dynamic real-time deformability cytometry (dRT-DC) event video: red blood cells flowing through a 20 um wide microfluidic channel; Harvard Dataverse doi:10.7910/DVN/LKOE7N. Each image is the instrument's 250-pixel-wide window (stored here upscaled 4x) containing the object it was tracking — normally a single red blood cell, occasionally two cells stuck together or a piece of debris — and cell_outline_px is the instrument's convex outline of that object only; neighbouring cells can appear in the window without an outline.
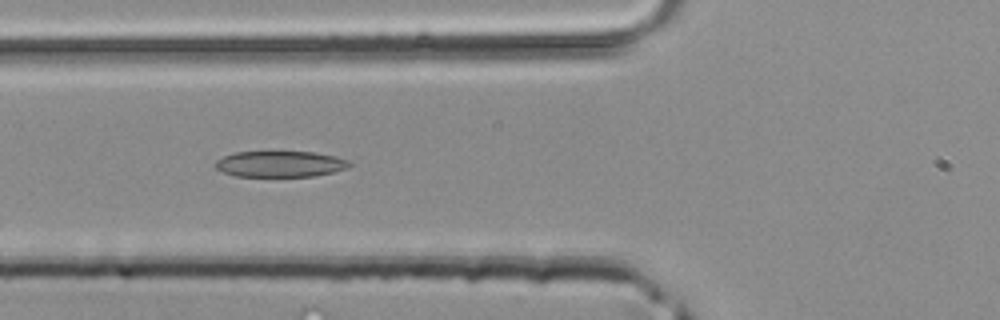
{"species": "common noctule bat (a hibernating species)", "species_latin": "Nyctalus noctula", "temperature_condition": "room temperature", "stored_images_in_passage": 32, "segment_of_instrument_passage": [1, 2], "camera_frame_rate_fps": 3000, "um_per_image_px": 0.085, "animal": {"sex": "male", "body_mass_g": 20.4}, "frame": {"image": 1, "passage_image": 4, "time_ms": 1.0, "image_size_px": [1000, 320], "cell_outline_px": [[352, 164], [348, 168], [316, 176], [236, 176], [224, 172], [216, 168], [216, 160], [224, 156], [236, 152], [312, 152], [332, 156], [348, 160]], "centroid_in_image_um": [23.82, 13.94], "position_along_channel_um": 102.0, "area_um2": 20.06}}
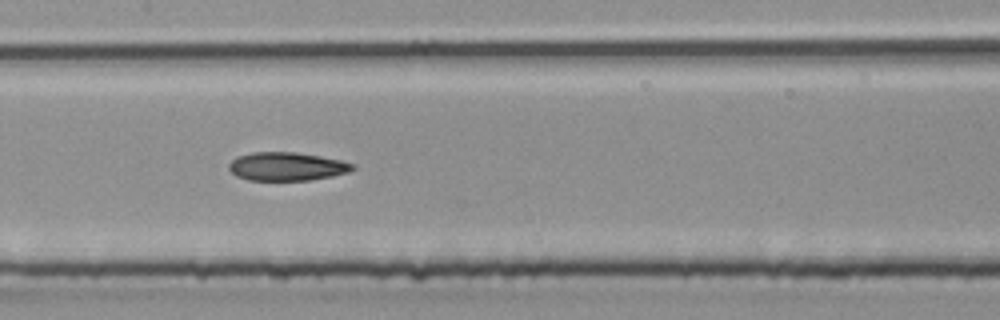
{"frame": {"image": 2, "passage_image": 9, "time_ms": 2.667, "image_size_px": [1000, 320], "cell_outline_px": [[356, 168], [348, 172], [332, 176], [308, 180], [248, 180], [236, 176], [228, 168], [228, 164], [236, 156], [252, 152], [296, 152], [320, 156], [340, 160], [356, 164]], "centroid_in_image_um": [24.37, 14.14], "position_along_channel_um": 183.0, "area_um2": 20.58}}
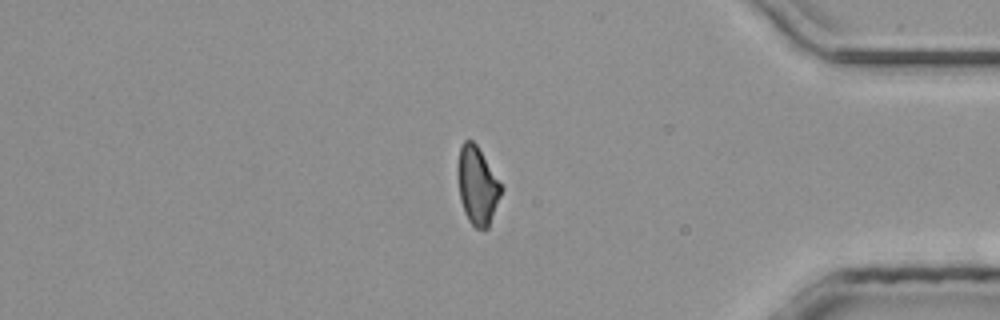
{"frame": {"image": 3, "passage_image": 24, "time_ms": 7.667, "image_size_px": [1000, 320], "cell_outline_px": [[504, 188], [488, 228], [476, 228], [468, 220], [464, 212], [460, 200], [456, 172], [456, 164], [460, 148], [464, 140], [472, 140], [476, 144]], "centroid_in_image_um": [40.55, 15.76], "position_along_channel_um": 394.6, "area_um2": 19.88}}